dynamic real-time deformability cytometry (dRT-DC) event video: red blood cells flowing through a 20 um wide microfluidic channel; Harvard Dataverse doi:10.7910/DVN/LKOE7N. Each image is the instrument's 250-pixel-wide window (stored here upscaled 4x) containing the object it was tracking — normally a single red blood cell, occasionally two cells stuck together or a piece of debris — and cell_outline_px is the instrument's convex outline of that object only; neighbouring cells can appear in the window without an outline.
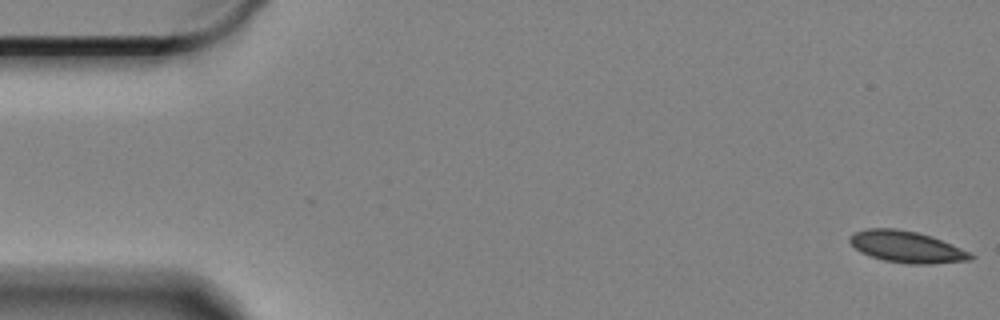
{"species": "Egyptian fruit bat (a non-hibernating species)", "species_latin": "Rousettus aegyptiacus", "temperature_condition": "cold", "stored_images_in_passage": 60, "camera_frame_rate_fps": 3000, "um_per_image_px": 0.085, "animal": {"sex": "female"}, "frame": {"image": 1, "passage_image": 1, "time_ms": 0.0, "image_size_px": [1000, 320], "cell_outline_px": [[976, 256], [972, 260], [932, 264], [908, 264], [884, 260], [860, 252], [848, 240], [856, 232], [868, 228], [896, 228], [916, 232], [932, 236], [960, 248]], "centroid_in_image_um": [77.09, 20.99], "position_along_channel_um": 7.9, "area_um2": 22.02}}
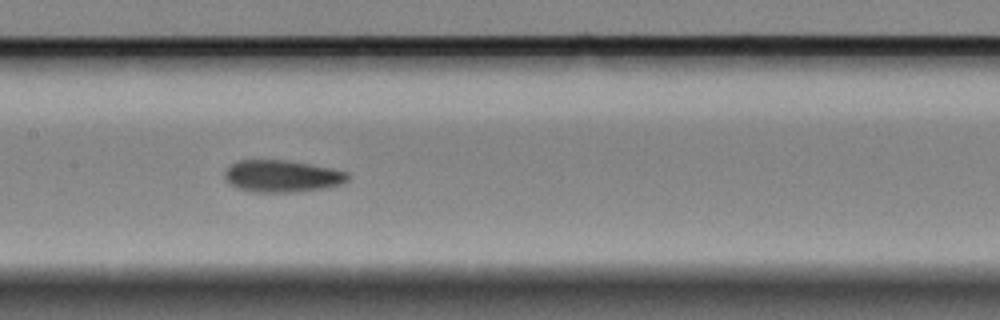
{"frame": {"image": 2, "passage_image": 28, "time_ms": 9.0, "image_size_px": [1000, 320], "cell_outline_px": [[348, 180], [340, 184], [324, 188], [292, 192], [252, 192], [236, 188], [228, 184], [224, 180], [224, 172], [232, 164], [240, 160], [284, 160], [312, 164], [332, 168], [348, 172]], "centroid_in_image_um": [23.94, 14.97], "position_along_channel_um": 183.5, "area_um2": 23.06}}
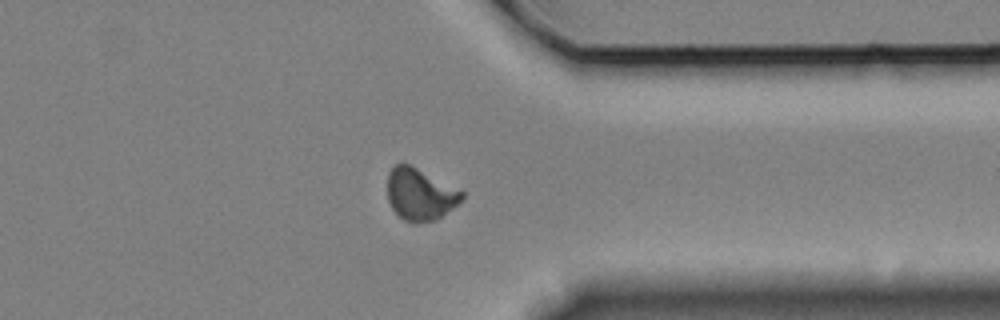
{"frame": {"image": 3, "passage_image": 46, "time_ms": 15.0, "image_size_px": [1000, 320], "cell_outline_px": [[464, 196], [452, 208], [436, 220], [416, 224], [412, 224], [404, 220], [392, 208], [388, 200], [388, 172], [400, 160], [412, 164], [464, 192]], "centroid_in_image_um": [35.68, 16.49], "position_along_channel_um": 375.7, "area_um2": 22.77}}